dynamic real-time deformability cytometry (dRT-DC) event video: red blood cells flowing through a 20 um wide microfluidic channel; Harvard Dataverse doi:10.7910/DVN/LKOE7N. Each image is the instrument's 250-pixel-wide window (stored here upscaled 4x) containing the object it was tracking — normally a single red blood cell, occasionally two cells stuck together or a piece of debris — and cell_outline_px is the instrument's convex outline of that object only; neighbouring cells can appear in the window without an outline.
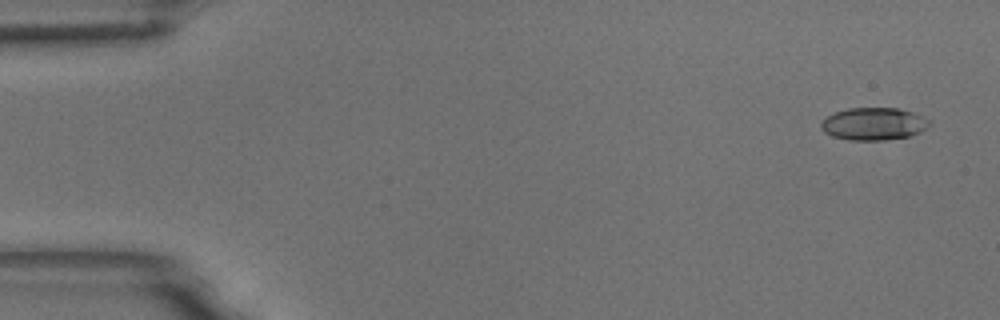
{"species": "common noctule bat (a hibernating species)", "species_latin": "Nyctalus noctula", "temperature_condition": "room temperature", "stored_images_in_passage": 5, "camera_frame_rate_fps": 3000, "um_per_image_px": 0.085, "animal": {"sex": "male", "body_mass_g": 18.8}, "frame": {"image": 1, "passage_image": 1, "time_ms": 0.0, "image_size_px": [1000, 320], "cell_outline_px": [[928, 124], [920, 132], [908, 136], [884, 140], [848, 140], [832, 136], [824, 132], [820, 128], [820, 120], [836, 112], [848, 108], [900, 108], [912, 112], [928, 120]], "centroid_in_image_um": [74.18, 10.53], "position_along_channel_um": 10.8, "area_um2": 20.35}}
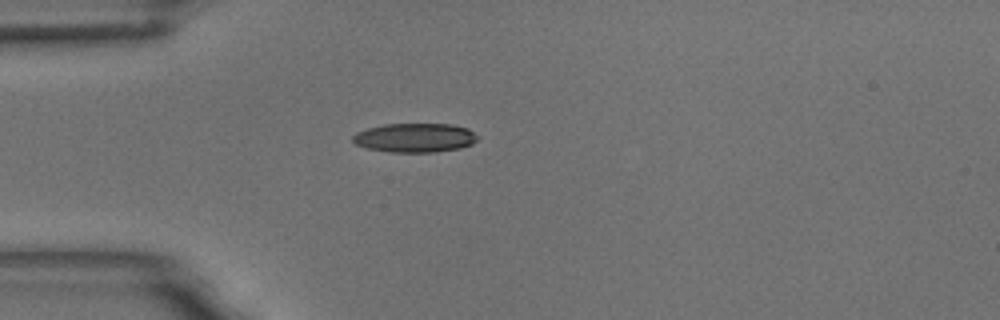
{"frame": {"image": 2, "passage_image": 5, "time_ms": 1.333, "image_size_px": [1000, 320], "cell_outline_px": [[480, 136], [472, 144], [460, 148], [436, 152], [392, 152], [368, 148], [356, 144], [352, 140], [352, 136], [356, 132], [368, 128], [384, 124], [452, 124], [468, 128]], "centroid_in_image_um": [35.3, 11.7], "position_along_channel_um": 49.7, "area_um2": 21.21}}